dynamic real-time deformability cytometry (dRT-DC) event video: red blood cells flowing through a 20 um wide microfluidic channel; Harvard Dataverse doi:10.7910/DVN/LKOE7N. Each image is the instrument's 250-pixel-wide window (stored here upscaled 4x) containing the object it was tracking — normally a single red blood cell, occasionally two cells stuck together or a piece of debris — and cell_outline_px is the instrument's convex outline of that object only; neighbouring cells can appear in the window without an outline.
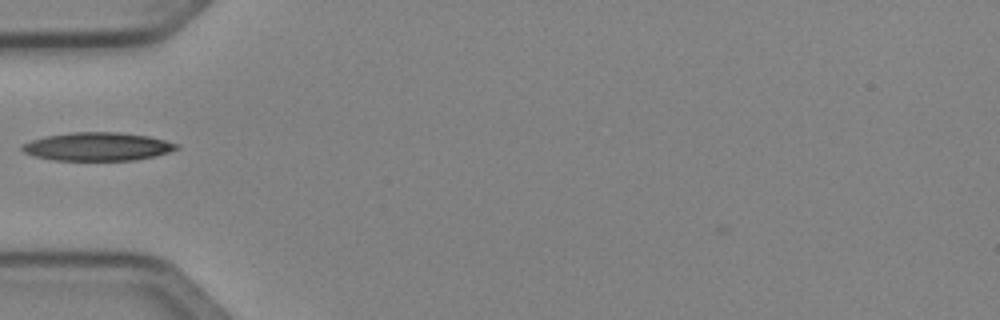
{"species": "Egyptian fruit bat (a non-hibernating species)", "species_latin": "Rousettus aegyptiacus", "temperature_condition": "cold", "stored_images_in_passage": 34, "camera_frame_rate_fps": 3000, "um_per_image_px": 0.085, "animal": {"sex": "female"}, "frame": {"image": 1, "passage_image": 1, "time_ms": 0.0, "image_size_px": [1000, 320], "cell_outline_px": [[180, 148], [156, 156], [132, 160], [52, 160], [36, 156], [24, 152], [20, 148], [20, 144], [44, 136], [72, 132], [120, 132], [148, 136], [180, 144]], "centroid_in_image_um": [8.29, 12.45], "position_along_channel_um": 76.7, "area_um2": 25.55}}
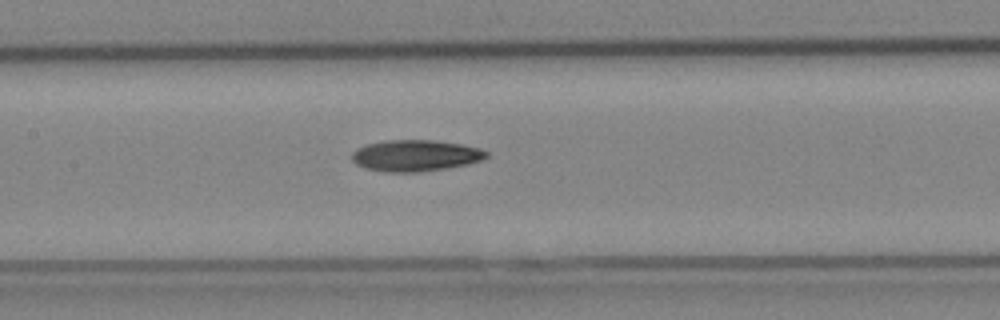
{"frame": {"image": 2, "passage_image": 8, "time_ms": 2.333, "image_size_px": [1000, 320], "cell_outline_px": [[488, 156], [480, 160], [468, 164], [448, 168], [420, 172], [384, 172], [364, 168], [356, 164], [352, 160], [352, 152], [356, 148], [368, 144], [388, 140], [432, 140], [460, 144], [480, 148], [488, 152]], "centroid_in_image_um": [35.29, 13.23], "position_along_channel_um": 172.1, "area_um2": 24.62}}
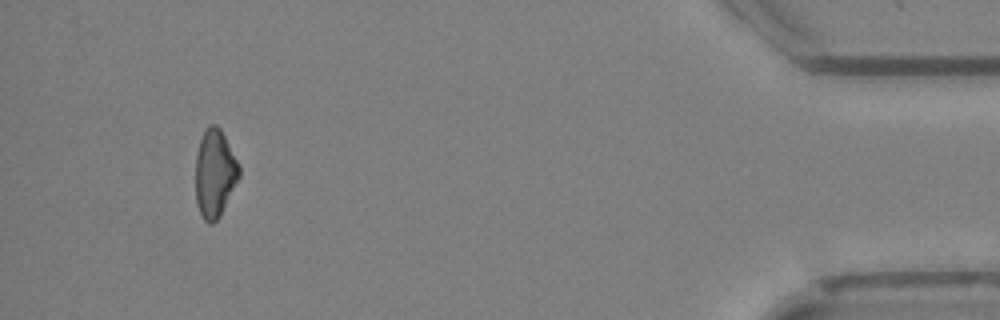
{"frame": {"image": 3, "passage_image": 31, "time_ms": 10.0, "image_size_px": [1000, 320], "cell_outline_px": [[240, 176], [220, 216], [212, 224], [208, 224], [204, 220], [196, 204], [196, 152], [200, 140], [204, 132], [212, 124], [216, 124], [220, 128], [240, 168]], "centroid_in_image_um": [18.24, 14.77], "position_along_channel_um": 417.0, "area_um2": 22.02}}